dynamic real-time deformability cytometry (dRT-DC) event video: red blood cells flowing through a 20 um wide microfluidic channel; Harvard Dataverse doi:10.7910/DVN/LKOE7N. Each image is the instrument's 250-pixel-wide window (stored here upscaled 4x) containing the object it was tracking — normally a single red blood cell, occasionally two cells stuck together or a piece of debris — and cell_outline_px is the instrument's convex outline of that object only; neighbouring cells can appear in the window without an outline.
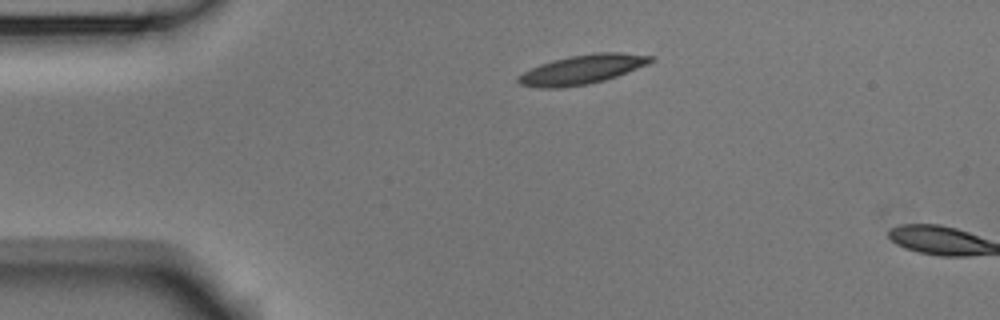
{"species": "Egyptian fruit bat (a non-hibernating species)", "species_latin": "Rousettus aegyptiacus", "temperature_condition": "room temperature", "stored_images_in_passage": 3, "camera_frame_rate_fps": 3000, "um_per_image_px": 0.085, "animal": {"sex": "male"}, "frame": {"image": 1, "passage_image": 1, "time_ms": 0.0, "image_size_px": [1000, 320], "cell_outline_px": [[656, 60], [648, 64], [616, 76], [604, 80], [584, 84], [560, 88], [540, 88], [520, 84], [516, 80], [516, 76], [540, 64], [552, 60], [568, 56], [596, 52], [620, 52], [656, 56]], "centroid_in_image_um": [49.5, 5.89], "position_along_channel_um": 35.5, "area_um2": 22.6}}